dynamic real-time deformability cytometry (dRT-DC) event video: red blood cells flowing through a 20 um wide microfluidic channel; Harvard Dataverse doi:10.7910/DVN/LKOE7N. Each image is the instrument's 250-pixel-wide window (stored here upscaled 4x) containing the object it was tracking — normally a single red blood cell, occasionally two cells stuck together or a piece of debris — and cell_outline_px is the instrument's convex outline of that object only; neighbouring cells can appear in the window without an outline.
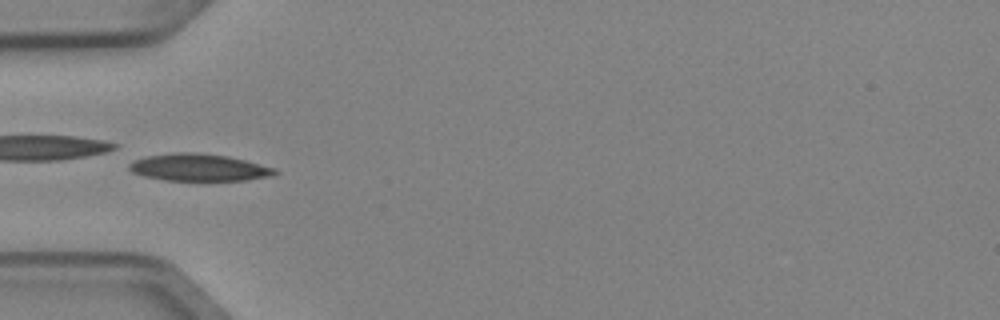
{"species": "Egyptian fruit bat (a non-hibernating species)", "species_latin": "Rousettus aegyptiacus", "temperature_condition": "cold", "stored_images_in_passage": 7, "camera_frame_rate_fps": 3000, "um_per_image_px": 0.085, "animal": {"sex": "female"}, "frame": {"image": 1, "passage_image": 4, "time_ms": 1.0, "image_size_px": [1000, 320], "cell_outline_px": [[280, 172], [272, 176], [244, 180], [164, 180], [144, 176], [132, 172], [128, 168], [128, 164], [132, 160], [148, 156], [176, 152], [184, 152], [228, 156], [276, 168]], "centroid_in_image_um": [16.9, 14.24], "position_along_channel_um": 68.1, "area_um2": 22.89}}
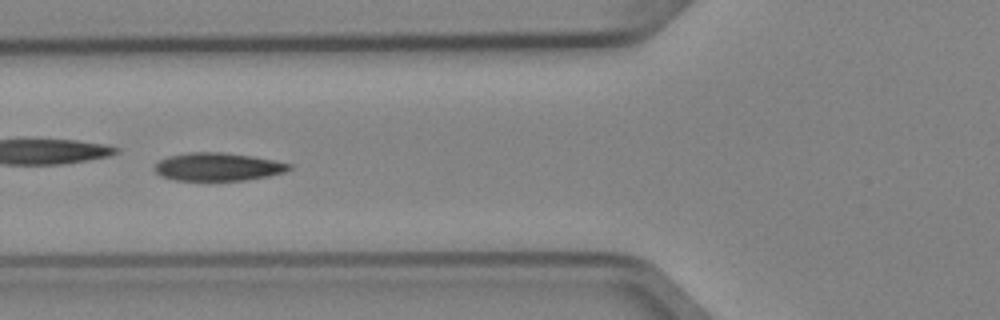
{"frame": {"image": 2, "passage_image": 5, "time_ms": 1.333, "image_size_px": [1000, 320], "cell_outline_px": [[292, 168], [284, 172], [268, 176], [248, 180], [176, 180], [160, 176], [156, 172], [156, 164], [160, 160], [168, 156], [188, 152], [224, 152], [252, 156], [292, 164]], "centroid_in_image_um": [18.53, 14.17], "position_along_channel_um": 107.3, "area_um2": 21.91}}
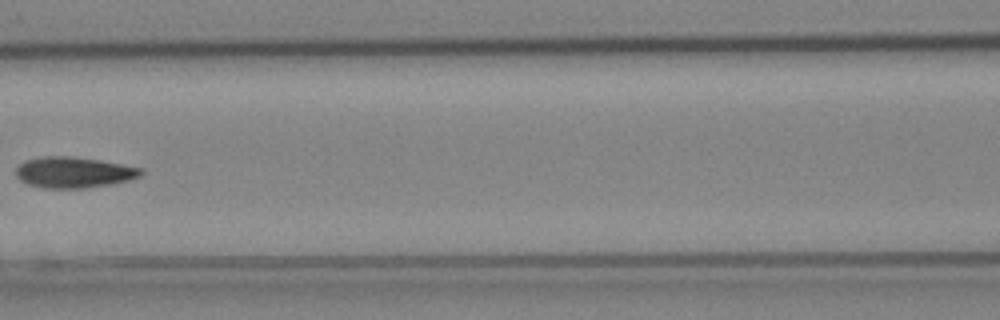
{"frame": {"image": 3, "passage_image": 6, "time_ms": 1.667, "image_size_px": [1000, 320], "cell_outline_px": [[144, 172], [140, 176], [128, 180], [112, 184], [84, 188], [44, 188], [28, 184], [20, 180], [16, 176], [16, 168], [20, 164], [28, 160], [44, 156], [72, 156], [100, 160], [144, 168]], "centroid_in_image_um": [6.3, 14.65], "position_along_channel_um": 160.3, "area_um2": 22.54}}